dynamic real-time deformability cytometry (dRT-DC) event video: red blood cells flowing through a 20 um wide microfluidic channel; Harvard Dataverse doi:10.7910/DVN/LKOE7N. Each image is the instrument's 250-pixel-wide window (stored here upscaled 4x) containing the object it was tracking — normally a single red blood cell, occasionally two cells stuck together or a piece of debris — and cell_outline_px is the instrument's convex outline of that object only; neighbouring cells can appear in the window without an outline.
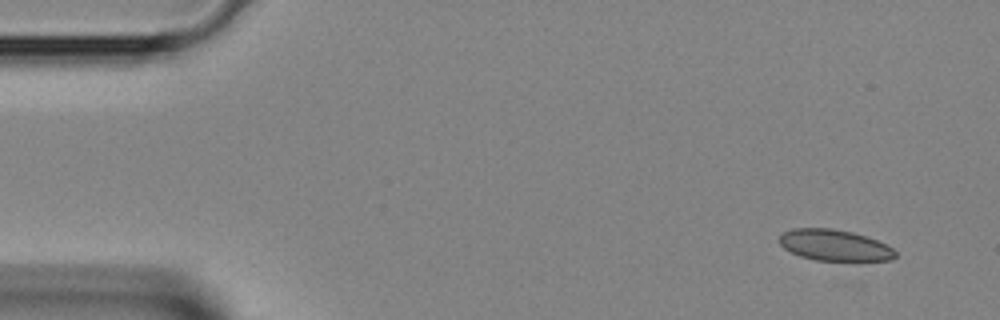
{"species": "Egyptian fruit bat (a non-hibernating species)", "species_latin": "Rousettus aegyptiacus", "temperature_condition": "room temperature", "stored_images_in_passage": 4, "camera_frame_rate_fps": 3000, "um_per_image_px": 0.085, "animal": {"sex": "female"}, "frame": {"image": 1, "passage_image": 1, "time_ms": 0.0, "image_size_px": [1000, 320], "cell_outline_px": [[896, 256], [892, 260], [816, 260], [800, 256], [784, 248], [780, 244], [780, 236], [784, 232], [792, 228], [832, 228], [852, 232], [876, 240], [892, 248], [896, 252]], "centroid_in_image_um": [70.92, 20.84], "position_along_channel_um": 14.1, "area_um2": 20.75}}